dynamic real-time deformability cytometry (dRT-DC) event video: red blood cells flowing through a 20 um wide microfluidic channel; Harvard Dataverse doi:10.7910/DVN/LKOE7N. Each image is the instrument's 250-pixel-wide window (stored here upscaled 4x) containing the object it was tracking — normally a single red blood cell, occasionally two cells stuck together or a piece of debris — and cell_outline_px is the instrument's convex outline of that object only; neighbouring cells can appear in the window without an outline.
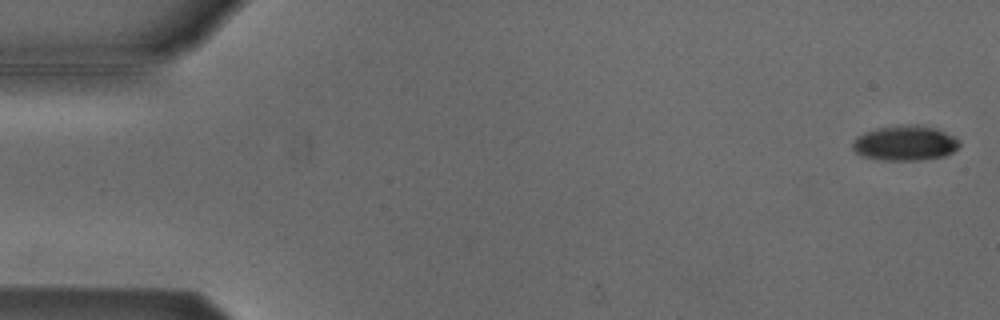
{"species": "Egyptian fruit bat (a non-hibernating species)", "species_latin": "Rousettus aegyptiacus", "temperature_condition": "cold", "stored_images_in_passage": 53, "camera_frame_rate_fps": 3000, "um_per_image_px": 0.085, "animal": {"sex": "male"}, "frame": {"image": 1, "passage_image": 2, "time_ms": 0.333, "image_size_px": [1000, 320], "cell_outline_px": [[960, 144], [952, 152], [944, 156], [920, 160], [884, 160], [864, 156], [856, 152], [852, 148], [852, 144], [856, 136], [864, 132], [876, 128], [904, 124], [924, 124], [936, 128], [960, 140]], "centroid_in_image_um": [76.92, 12.14], "position_along_channel_um": 8.1, "area_um2": 21.91}}
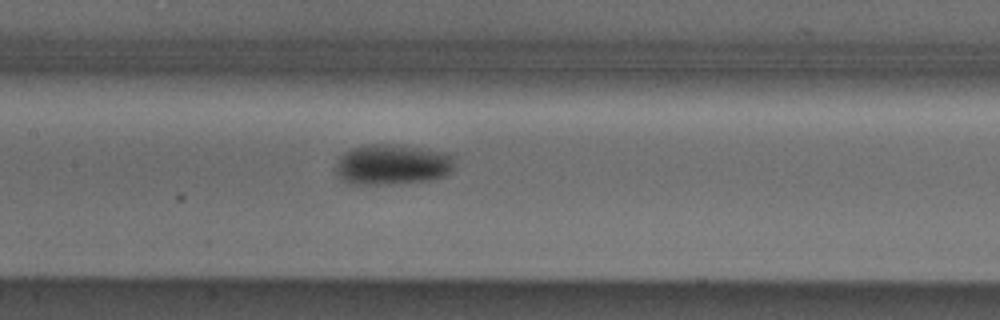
{"frame": {"image": 2, "passage_image": 26, "time_ms": 8.333, "image_size_px": [1000, 320], "cell_outline_px": [[452, 172], [444, 176], [432, 180], [388, 184], [348, 184], [336, 172], [336, 164], [340, 156], [344, 152], [352, 148], [372, 144], [400, 144], [444, 152], [452, 156]], "centroid_in_image_um": [33.34, 13.98], "position_along_channel_um": 174.1, "area_um2": 28.03}}
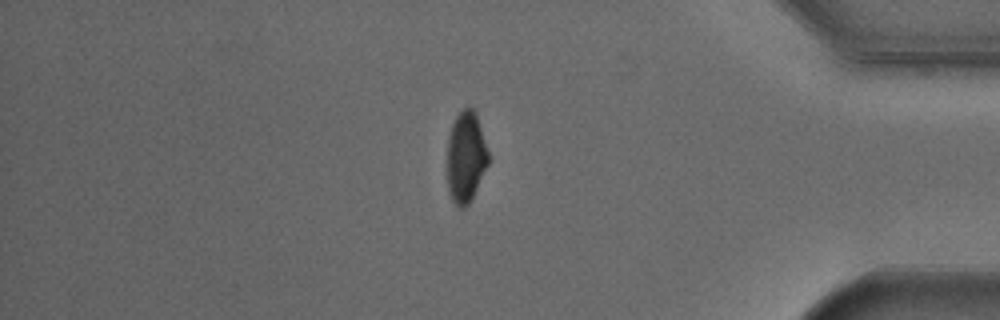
{"frame": {"image": 3, "passage_image": 46, "time_ms": 15.0, "image_size_px": [1000, 320], "cell_outline_px": [[488, 164], [472, 200], [464, 208], [460, 208], [452, 200], [448, 188], [448, 136], [452, 124], [456, 116], [468, 104], [476, 112], [488, 152]], "centroid_in_image_um": [39.6, 13.34], "position_along_channel_um": 395.6, "area_um2": 21.79}}